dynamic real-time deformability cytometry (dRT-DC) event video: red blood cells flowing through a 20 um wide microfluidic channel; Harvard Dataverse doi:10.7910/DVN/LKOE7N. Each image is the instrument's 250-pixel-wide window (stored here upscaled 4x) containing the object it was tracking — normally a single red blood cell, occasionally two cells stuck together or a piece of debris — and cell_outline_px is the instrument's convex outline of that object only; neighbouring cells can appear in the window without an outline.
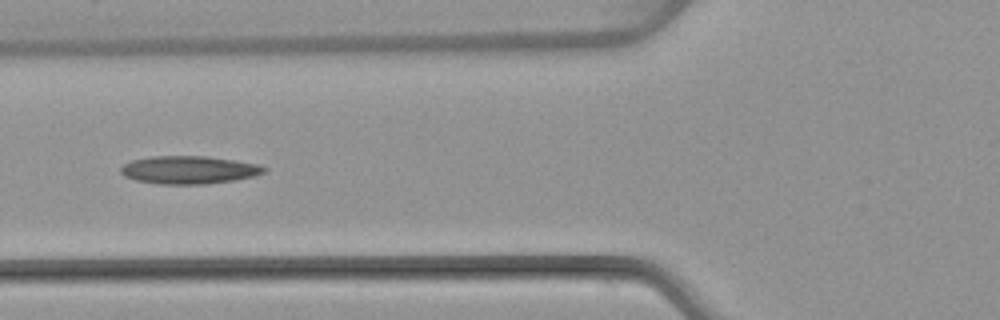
{"species": "common noctule bat (a hibernating species)", "species_latin": "Nyctalus noctula", "temperature_condition": "warm", "stored_images_in_passage": 4, "camera_frame_rate_fps": 3000, "um_per_image_px": 0.085, "animal": {"sex": "female", "body_mass_g": 22.7, "forearm_length_mm": 54.2}, "frame": {"image": 1, "passage_image": 2, "time_ms": 1.333, "image_size_px": [1000, 320], "cell_outline_px": [[268, 168], [264, 172], [252, 176], [236, 180], [208, 184], [160, 184], [136, 180], [124, 176], [120, 172], [120, 168], [124, 164], [132, 160], [152, 156], [208, 156], [260, 164]], "centroid_in_image_um": [16.07, 14.44], "position_along_channel_um": 109.7, "area_um2": 23.41}}
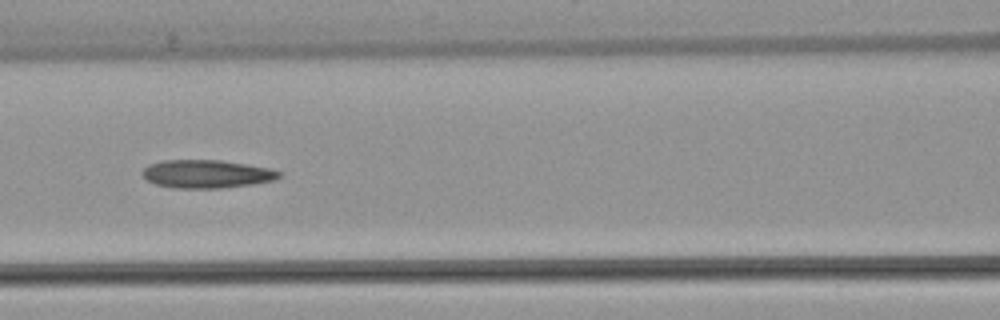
{"frame": {"image": 2, "passage_image": 3, "time_ms": 2.333, "image_size_px": [1000, 320], "cell_outline_px": [[280, 176], [272, 180], [252, 184], [220, 188], [176, 188], [156, 184], [148, 180], [144, 176], [144, 168], [148, 164], [164, 160], [220, 160], [248, 164], [268, 168], [280, 172]], "centroid_in_image_um": [17.55, 14.78], "position_along_channel_um": 149.0, "area_um2": 22.14}}
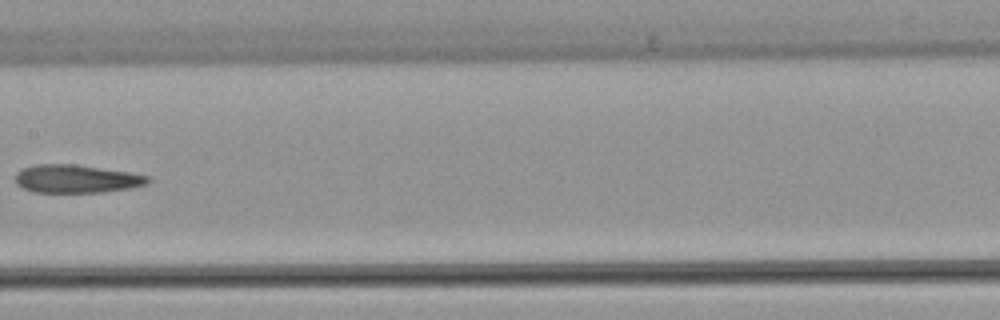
{"frame": {"image": 3, "passage_image": 4, "time_ms": 3.667, "image_size_px": [1000, 320], "cell_outline_px": [[152, 180], [144, 184], [132, 188], [104, 192], [36, 192], [24, 188], [16, 184], [16, 172], [24, 168], [36, 164], [76, 164], [128, 172], [148, 176]], "centroid_in_image_um": [6.5, 15.2], "position_along_channel_um": 200.9, "area_um2": 21.62}}